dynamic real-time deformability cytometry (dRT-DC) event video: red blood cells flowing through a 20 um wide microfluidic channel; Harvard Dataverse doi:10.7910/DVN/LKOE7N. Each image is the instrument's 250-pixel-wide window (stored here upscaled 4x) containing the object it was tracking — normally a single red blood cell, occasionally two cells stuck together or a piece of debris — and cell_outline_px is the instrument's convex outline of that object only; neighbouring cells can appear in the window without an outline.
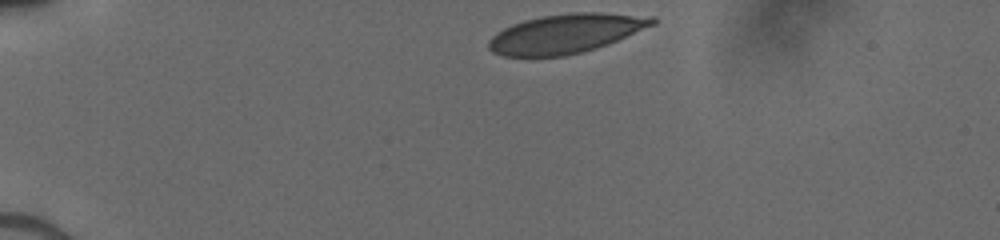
{"species": "human", "species_latin": "Homo sapiens", "temperature_condition": "cold", "stored_images_in_passage": 33, "camera_frame_rate_fps": 3000, "um_per_image_px": 0.085, "donor": {"sex": "male"}, "frame": {"image": 1, "passage_image": 1, "time_ms": 0.0, "image_size_px": [1000, 240], "cell_outline_px": [[656, 24], [608, 44], [596, 48], [564, 56], [504, 56], [492, 52], [488, 48], [488, 40], [496, 32], [512, 24], [524, 20], [540, 16], [572, 12], [600, 12], [656, 16]], "centroid_in_image_um": [48.11, 2.84], "position_along_channel_um": 36.9, "area_um2": 37.57}}
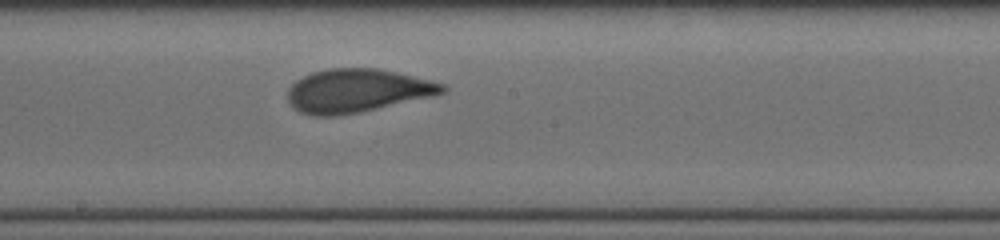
{"frame": {"image": 2, "passage_image": 19, "time_ms": 6.0, "image_size_px": [1000, 240], "cell_outline_px": [[448, 88], [444, 92], [432, 96], [356, 112], [332, 116], [312, 116], [300, 112], [288, 100], [288, 88], [296, 80], [312, 72], [328, 68], [380, 68], [444, 84]], "centroid_in_image_um": [30.32, 7.69], "position_along_channel_um": 217.9, "area_um2": 38.55}}
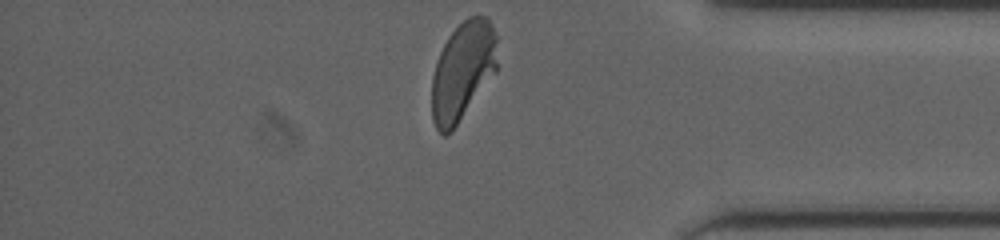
{"frame": {"image": 3, "passage_image": 33, "time_ms": 10.667, "image_size_px": [1000, 240], "cell_outline_px": [[496, 72], [452, 132], [444, 136], [436, 128], [432, 120], [432, 76], [440, 52], [448, 36], [468, 16], [488, 16], [496, 36]], "centroid_in_image_um": [39.32, 6.06], "position_along_channel_um": 395.9, "area_um2": 37.57}}